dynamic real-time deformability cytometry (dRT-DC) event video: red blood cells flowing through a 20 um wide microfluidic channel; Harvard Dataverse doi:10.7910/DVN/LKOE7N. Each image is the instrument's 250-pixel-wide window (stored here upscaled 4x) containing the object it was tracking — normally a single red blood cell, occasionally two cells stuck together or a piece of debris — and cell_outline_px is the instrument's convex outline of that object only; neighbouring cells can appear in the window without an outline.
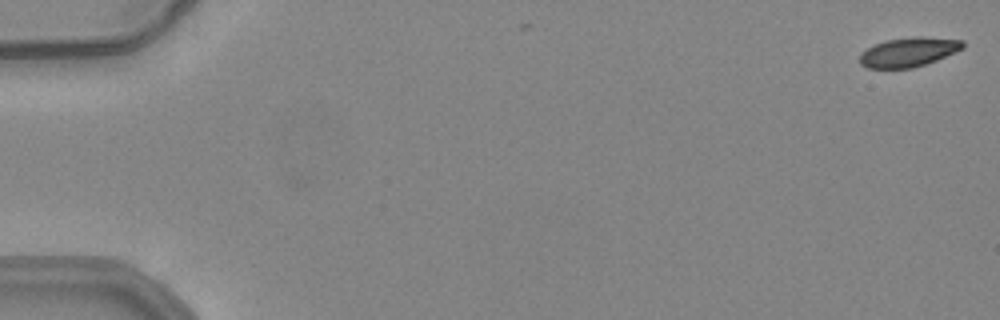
{"species": "common noctule bat (a hibernating species)", "species_latin": "Nyctalus noctula", "temperature_condition": "warm", "stored_images_in_passage": 4, "camera_frame_rate_fps": 3000, "um_per_image_px": 0.085, "animal": {"sex": "female", "body_mass_g": 24.6, "forearm_length_mm": 56.2}, "frame": {"image": 1, "passage_image": 1, "time_ms": 0.0, "image_size_px": [1000, 320], "cell_outline_px": [[964, 48], [936, 60], [912, 68], [868, 68], [860, 64], [860, 52], [876, 44], [888, 40], [916, 36], [920, 36], [964, 40]], "centroid_in_image_um": [77.24, 4.42], "position_along_channel_um": 7.8, "area_um2": 17.46}}